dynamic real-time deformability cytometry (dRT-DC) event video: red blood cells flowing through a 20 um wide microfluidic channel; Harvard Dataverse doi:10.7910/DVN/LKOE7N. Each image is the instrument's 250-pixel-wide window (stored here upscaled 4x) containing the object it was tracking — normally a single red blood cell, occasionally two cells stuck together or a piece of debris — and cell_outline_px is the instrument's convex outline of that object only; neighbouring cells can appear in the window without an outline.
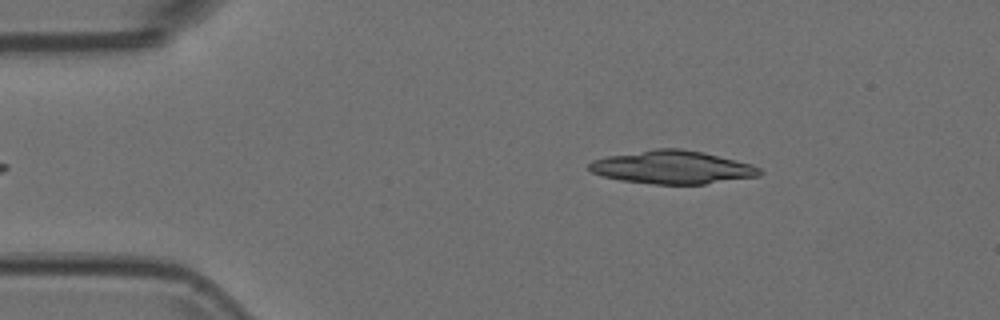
{"species": "Egyptian fruit bat (a non-hibernating species)", "species_latin": "Rousettus aegyptiacus", "temperature_condition": "room temperature", "stored_images_in_passage": 10, "camera_frame_rate_fps": 3000, "um_per_image_px": 0.085, "animal": {"sex": "female"}, "frame": {"image": 1, "passage_image": 2, "time_ms": 0.333, "image_size_px": [1000, 320], "cell_outline_px": [[764, 172], [760, 176], [704, 184], [652, 184], [620, 180], [604, 176], [592, 172], [588, 168], [588, 164], [592, 160], [608, 156], [656, 148], [680, 148], [704, 152], [752, 164], [760, 168]], "centroid_in_image_um": [57.18, 14.22], "position_along_channel_um": 27.8, "area_um2": 33.0}}